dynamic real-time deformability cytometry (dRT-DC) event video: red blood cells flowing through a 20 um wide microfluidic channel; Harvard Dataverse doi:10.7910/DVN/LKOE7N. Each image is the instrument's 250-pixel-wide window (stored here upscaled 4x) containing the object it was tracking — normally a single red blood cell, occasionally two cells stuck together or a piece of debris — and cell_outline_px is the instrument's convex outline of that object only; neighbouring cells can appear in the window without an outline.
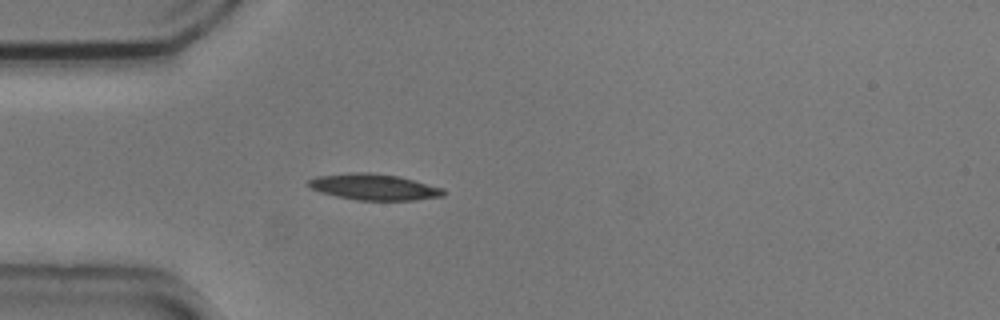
{"species": "common noctule bat (a hibernating species)", "species_latin": "Nyctalus noctula", "temperature_condition": "cold", "stored_images_in_passage": 5, "camera_frame_rate_fps": 3000, "um_per_image_px": 0.085, "animal": {"sex": "male", "body_mass_g": 20.5, "forearm_length_mm": 52.5}, "frame": {"image": 1, "passage_image": 5, "time_ms": 1.333, "image_size_px": [1000, 320], "cell_outline_px": [[444, 196], [416, 200], [356, 200], [336, 196], [320, 192], [312, 188], [308, 184], [308, 180], [316, 176], [352, 172], [368, 172], [400, 176], [444, 188]], "centroid_in_image_um": [31.8, 15.89], "position_along_channel_um": 53.2, "area_um2": 20.63}}